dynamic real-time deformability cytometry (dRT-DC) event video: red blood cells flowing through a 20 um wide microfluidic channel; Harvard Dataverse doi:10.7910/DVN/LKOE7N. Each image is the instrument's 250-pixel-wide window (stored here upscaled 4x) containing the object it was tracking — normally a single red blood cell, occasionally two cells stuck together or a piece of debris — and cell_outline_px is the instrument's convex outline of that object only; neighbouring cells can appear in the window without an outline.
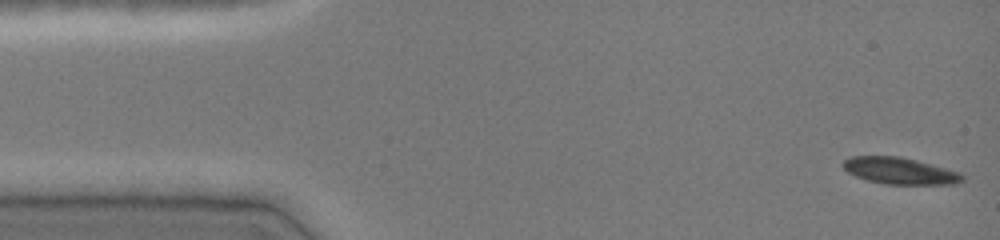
{"species": "common noctule bat (a hibernating species)", "species_latin": "Nyctalus noctula", "temperature_condition": "cold", "stored_images_in_passage": 47, "camera_frame_rate_fps": 3000, "um_per_image_px": 0.085, "animal": {"sex": "female", "body_mass_g": 19.0, "forearm_length_mm": 51.5}, "frame": {"image": 1, "passage_image": 1, "time_ms": 0.0, "image_size_px": [1000, 240], "cell_outline_px": [[964, 180], [956, 184], [884, 184], [868, 180], [856, 176], [848, 172], [840, 164], [844, 160], [852, 156], [900, 156], [916, 160], [960, 172], [964, 176]], "centroid_in_image_um": [76.48, 14.52], "position_along_channel_um": 8.5, "area_um2": 18.5}}
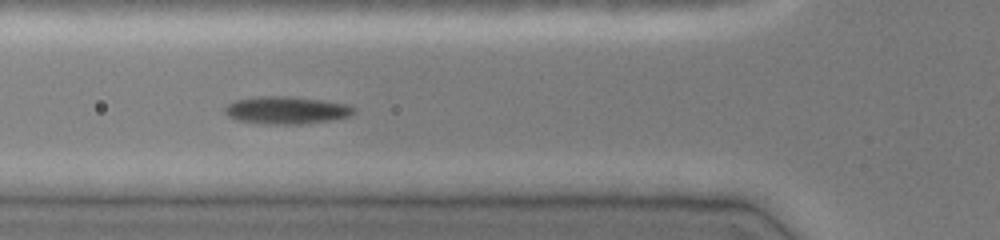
{"frame": {"image": 2, "passage_image": 16, "time_ms": 5.0, "image_size_px": [1000, 240], "cell_outline_px": [[356, 112], [352, 116], [328, 120], [300, 124], [268, 124], [236, 120], [228, 116], [224, 112], [224, 108], [228, 104], [236, 100], [256, 96], [292, 96], [348, 104], [356, 108]], "centroid_in_image_um": [24.36, 9.36], "position_along_channel_um": 101.4, "area_um2": 20.75}}
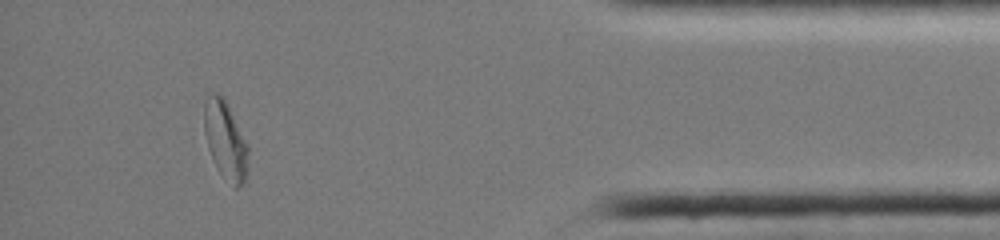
{"frame": {"image": 3, "passage_image": 42, "time_ms": 13.667, "image_size_px": [1000, 240], "cell_outline_px": [[248, 152], [244, 180], [236, 188], [216, 168], [212, 160], [208, 148], [204, 132], [204, 92], [220, 92], [224, 96], [248, 144]], "centroid_in_image_um": [19.11, 11.77], "position_along_channel_um": 416.1, "area_um2": 20.23}, "authors_computed_cell_mechanics": {"area_um2": 19.2474, "velocity_mm_per_s": 4.0411, "shape_relaxation_time_tau1_ms": null, "shape_relaxation_time_tau2_ms": 2.9313, "deformation_change_tau1": null, "deformation_change_tau2": 0.0651}}